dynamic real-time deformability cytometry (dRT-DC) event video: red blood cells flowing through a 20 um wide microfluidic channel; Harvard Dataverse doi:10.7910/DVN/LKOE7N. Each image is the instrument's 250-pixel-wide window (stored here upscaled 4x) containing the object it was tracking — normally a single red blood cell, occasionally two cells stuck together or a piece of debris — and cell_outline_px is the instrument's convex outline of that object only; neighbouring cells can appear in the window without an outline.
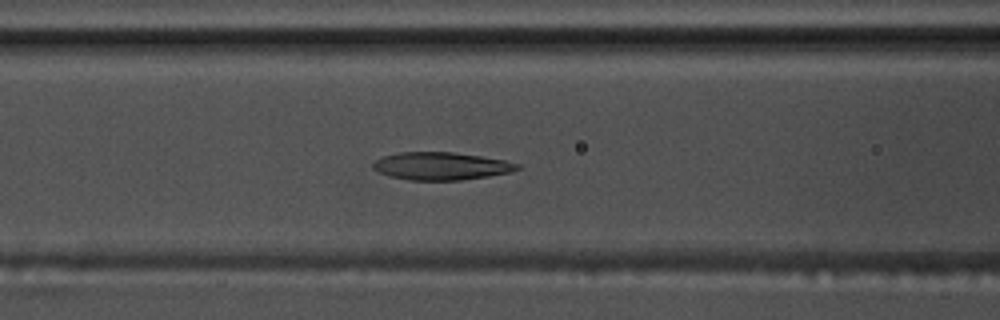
{"species": "common noctule bat (a hibernating species)", "species_latin": "Nyctalus noctula", "temperature_condition": "warm", "stored_images_in_passage": 57, "camera_frame_rate_fps": 3000, "um_per_image_px": 0.085, "animal": {"sex": "male", "body_mass_g": 17.5, "forearm_length_mm": 52.3}, "frame": {"image": 1, "passage_image": 24, "time_ms": 7.667, "image_size_px": [1000, 320], "cell_outline_px": [[520, 168], [508, 172], [488, 176], [460, 180], [408, 180], [388, 176], [372, 168], [372, 164], [376, 160], [384, 156], [400, 152], [452, 152], [480, 156], [504, 160], [520, 164]], "centroid_in_image_um": [37.47, 14.11], "position_along_channel_um": 129.1, "area_um2": 23.12}}
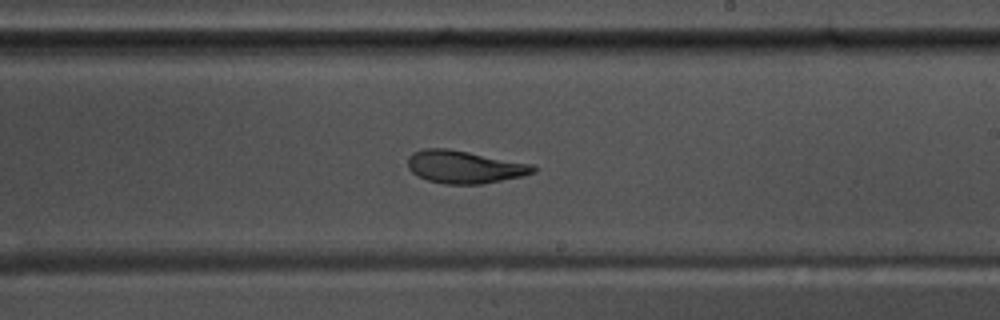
{"frame": {"image": 2, "passage_image": 34, "time_ms": 11.0, "image_size_px": [1000, 320], "cell_outline_px": [[536, 172], [524, 176], [480, 184], [444, 184], [428, 180], [412, 172], [408, 168], [408, 156], [412, 152], [424, 148], [444, 148], [468, 152], [532, 164], [536, 168]], "centroid_in_image_um": [39.47, 14.19], "position_along_channel_um": 249.5, "area_um2": 23.76}}
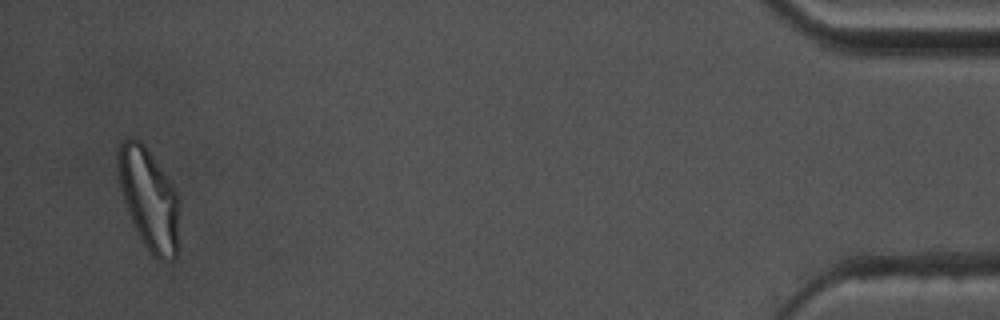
{"frame": {"image": 3, "passage_image": 55, "time_ms": 18.0, "image_size_px": [1000, 320], "cell_outline_px": [[180, 248], [176, 256], [172, 260], [160, 260], [152, 256], [144, 244], [132, 220], [124, 200], [120, 188], [116, 164], [116, 156], [120, 144], [128, 136], [132, 136], [140, 140], [144, 144], [176, 192], [180, 208]], "centroid_in_image_um": [12.69, 16.94], "position_along_channel_um": 422.5, "area_um2": 36.53}, "authors_computed_cell_mechanics": {"area_um2": 24.9118, "velocity_mm_per_s": 3.6264, "shape_relaxation_time_tau1_ms": 9.9249, "shape_relaxation_time_tau2_ms": 2.1876, "deformation_change_tau1": 0.265, "deformation_change_tau2": 0.0961}}